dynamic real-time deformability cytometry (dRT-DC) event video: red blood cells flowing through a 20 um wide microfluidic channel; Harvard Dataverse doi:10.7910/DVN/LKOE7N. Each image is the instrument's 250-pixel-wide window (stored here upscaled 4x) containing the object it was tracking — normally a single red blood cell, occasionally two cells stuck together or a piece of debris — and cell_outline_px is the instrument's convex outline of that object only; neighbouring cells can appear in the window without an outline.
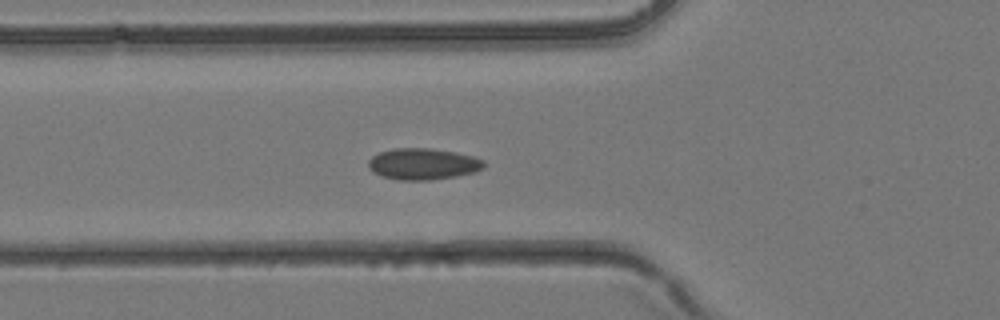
{"species": "common noctule bat (a hibernating species)", "species_latin": "Nyctalus noctula", "temperature_condition": "room temperature", "stored_images_in_passage": 39, "camera_frame_rate_fps": 3000, "um_per_image_px": 0.085, "animal": {"sex": "female", "body_mass_g": 24.6, "forearm_length_mm": 56.2}, "frame": {"image": 1, "passage_image": 14, "time_ms": 4.333, "image_size_px": [1000, 320], "cell_outline_px": [[484, 168], [476, 172], [456, 176], [432, 180], [400, 180], [384, 176], [372, 172], [368, 168], [368, 160], [372, 156], [380, 152], [392, 148], [432, 148], [456, 152], [472, 156], [484, 160]], "centroid_in_image_um": [35.96, 13.93], "position_along_channel_um": 89.8, "area_um2": 21.27}}
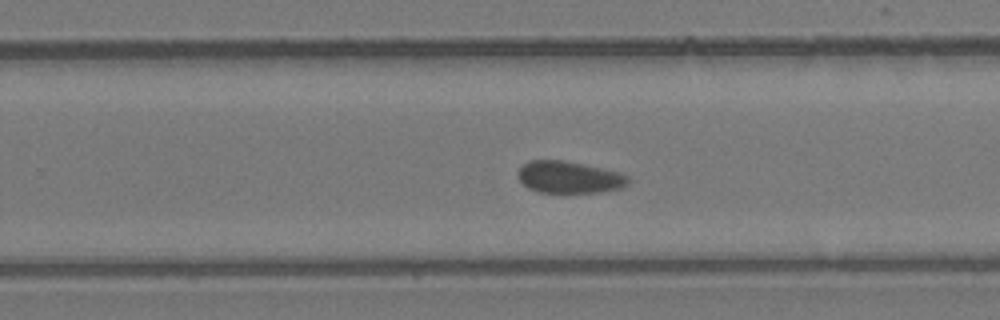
{"frame": {"image": 2, "passage_image": 25, "time_ms": 8.0, "image_size_px": [1000, 320], "cell_outline_px": [[632, 180], [628, 184], [620, 188], [600, 192], [540, 192], [528, 188], [520, 180], [516, 172], [528, 160], [564, 160], [584, 164], [620, 172], [628, 176]], "centroid_in_image_um": [48.4, 15.05], "position_along_channel_um": 281.4, "area_um2": 20.58}}
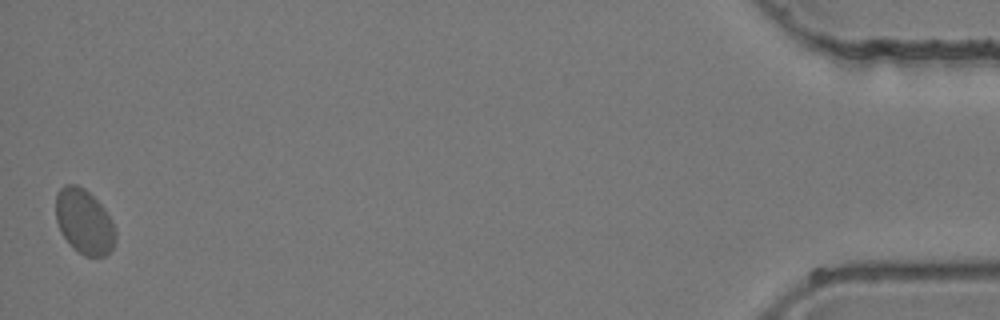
{"frame": {"image": 3, "passage_image": 39, "time_ms": 12.667, "image_size_px": [1000, 320], "cell_outline_px": [[116, 240], [112, 248], [104, 256], [84, 256], [60, 232], [56, 220], [56, 192], [64, 184], [76, 184], [84, 188], [104, 208], [116, 232]], "centroid_in_image_um": [7.14, 18.81], "position_along_channel_um": 428.1, "area_um2": 22.2}}